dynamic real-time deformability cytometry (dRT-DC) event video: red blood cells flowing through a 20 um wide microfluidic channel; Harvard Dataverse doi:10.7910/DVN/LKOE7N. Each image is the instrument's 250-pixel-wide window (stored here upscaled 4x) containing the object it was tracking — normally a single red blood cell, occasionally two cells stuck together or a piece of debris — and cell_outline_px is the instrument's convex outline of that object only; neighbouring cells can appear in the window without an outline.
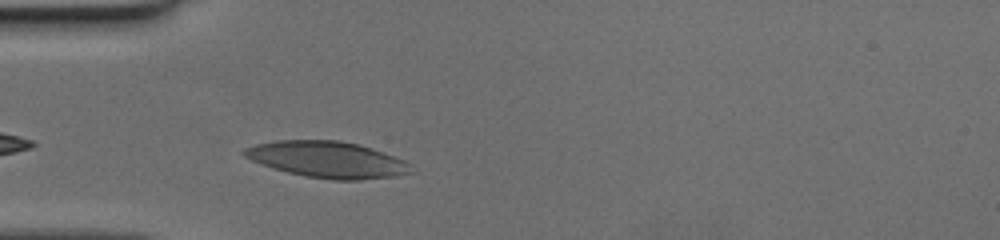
{"species": "human", "species_latin": "Homo sapiens", "temperature_condition": "cold", "stored_images_in_passage": 28, "camera_frame_rate_fps": 3000, "um_per_image_px": 0.085, "donor": {"sex": "female"}, "frame": {"image": 1, "passage_image": 2, "time_ms": 0.333, "image_size_px": [1000, 240], "cell_outline_px": [[416, 172], [396, 176], [360, 180], [332, 180], [308, 176], [288, 172], [272, 168], [260, 164], [244, 156], [240, 152], [244, 148], [252, 144], [276, 140], [340, 140], [360, 144], [372, 148], [404, 160], [412, 164]], "centroid_in_image_um": [27.84, 13.56], "position_along_channel_um": 57.2, "area_um2": 35.72}}
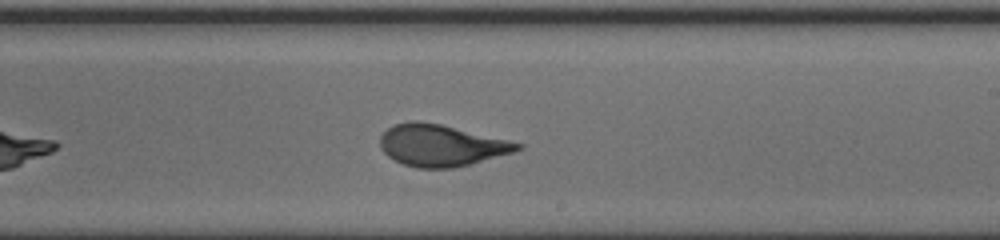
{"frame": {"image": 2, "passage_image": 17, "time_ms": 5.333, "image_size_px": [1000, 240], "cell_outline_px": [[524, 148], [512, 152], [468, 164], [452, 168], [416, 168], [404, 164], [388, 156], [380, 148], [380, 136], [392, 124], [412, 120], [440, 124], [508, 140], [524, 144]], "centroid_in_image_um": [37.46, 12.35], "position_along_channel_um": 251.5, "area_um2": 32.95}}
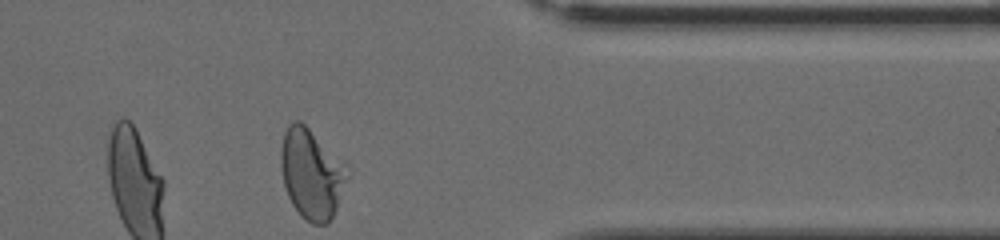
{"frame": {"image": 3, "passage_image": 28, "time_ms": 9.0, "image_size_px": [1000, 240], "cell_outline_px": [[352, 172], [336, 208], [328, 224], [312, 224], [292, 204], [288, 196], [284, 184], [280, 168], [280, 148], [284, 132], [288, 124], [292, 120], [300, 120], [344, 160], [348, 164]], "centroid_in_image_um": [26.51, 14.72], "position_along_channel_um": 384.9, "area_um2": 35.37}}